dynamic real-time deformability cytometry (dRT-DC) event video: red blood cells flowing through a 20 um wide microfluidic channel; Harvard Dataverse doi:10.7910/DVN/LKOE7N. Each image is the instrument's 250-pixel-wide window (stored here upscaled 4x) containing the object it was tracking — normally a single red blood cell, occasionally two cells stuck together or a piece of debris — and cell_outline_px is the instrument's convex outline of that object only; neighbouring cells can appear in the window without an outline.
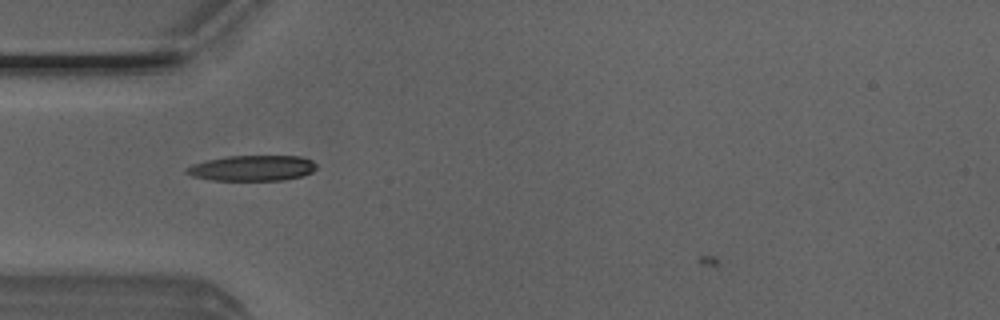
{"species": "Egyptian fruit bat (a non-hibernating species)", "species_latin": "Rousettus aegyptiacus", "temperature_condition": "room temperature", "stored_images_in_passage": 38, "camera_frame_rate_fps": 3000, "um_per_image_px": 0.085, "animal": {"sex": "male"}, "frame": {"image": 1, "passage_image": 7, "time_ms": 2.0, "image_size_px": [1000, 320], "cell_outline_px": [[316, 168], [312, 172], [304, 176], [284, 180], [212, 180], [192, 176], [184, 172], [184, 168], [192, 164], [204, 160], [228, 156], [300, 156], [312, 160], [316, 164]], "centroid_in_image_um": [21.42, 14.29], "position_along_channel_um": 63.6, "area_um2": 19.54}}
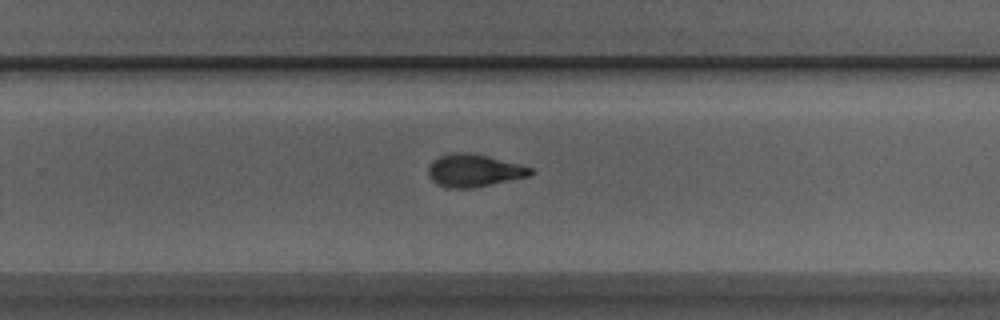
{"frame": {"image": 2, "passage_image": 24, "time_ms": 7.667, "image_size_px": [1000, 320], "cell_outline_px": [[536, 172], [528, 176], [472, 188], [448, 188], [436, 184], [428, 176], [428, 164], [432, 160], [448, 152], [468, 152], [488, 156], [532, 168]], "centroid_in_image_um": [40.23, 14.48], "position_along_channel_um": 289.6, "area_um2": 19.48}}
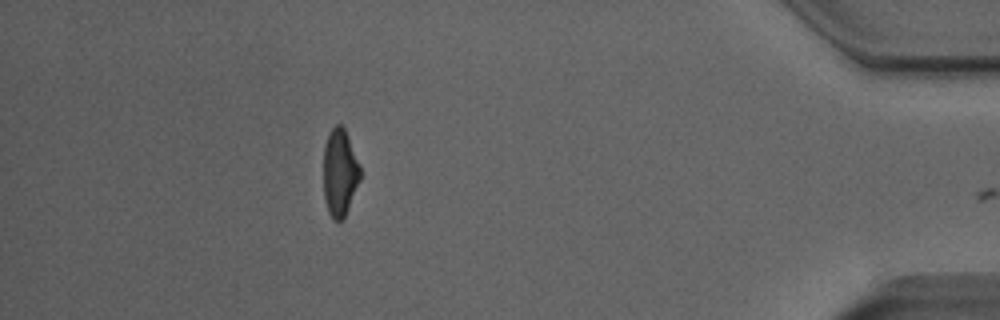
{"frame": {"image": 3, "passage_image": 37, "time_ms": 12.0, "image_size_px": [1000, 320], "cell_outline_px": [[360, 180], [344, 220], [332, 220], [328, 212], [324, 200], [324, 144], [328, 132], [336, 124], [340, 124], [344, 128], [348, 136], [360, 164]], "centroid_in_image_um": [28.88, 14.68], "position_along_channel_um": 406.3, "area_um2": 18.96}, "authors_computed_cell_mechanics": {"area_um2": 19.3052, "velocity_mm_per_s": 3.9969, "shape_relaxation_time_tau1_ms": 4.0972, "shape_relaxation_time_tau2_ms": 2.9957, "deformation_change_tau1": 0.1797, "deformation_change_tau2": 0.1174}}